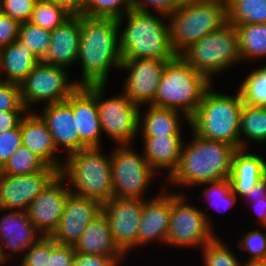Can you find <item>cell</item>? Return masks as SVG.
<instances>
[{
    "mask_svg": "<svg viewBox=\"0 0 266 266\" xmlns=\"http://www.w3.org/2000/svg\"><path fill=\"white\" fill-rule=\"evenodd\" d=\"M119 31L116 19L81 16L80 43L77 60L82 65L79 86L107 84L111 67L120 68Z\"/></svg>",
    "mask_w": 266,
    "mask_h": 266,
    "instance_id": "obj_1",
    "label": "cell"
},
{
    "mask_svg": "<svg viewBox=\"0 0 266 266\" xmlns=\"http://www.w3.org/2000/svg\"><path fill=\"white\" fill-rule=\"evenodd\" d=\"M193 134L190 143L182 147L177 168L167 176L173 185L192 186L229 178L234 146L208 140Z\"/></svg>",
    "mask_w": 266,
    "mask_h": 266,
    "instance_id": "obj_2",
    "label": "cell"
},
{
    "mask_svg": "<svg viewBox=\"0 0 266 266\" xmlns=\"http://www.w3.org/2000/svg\"><path fill=\"white\" fill-rule=\"evenodd\" d=\"M158 16L151 12L131 9L117 20L119 28H122L124 20L127 19L125 22L127 26L123 31H119V49L122 59L170 61L177 56L170 44L167 16L161 14Z\"/></svg>",
    "mask_w": 266,
    "mask_h": 266,
    "instance_id": "obj_3",
    "label": "cell"
},
{
    "mask_svg": "<svg viewBox=\"0 0 266 266\" xmlns=\"http://www.w3.org/2000/svg\"><path fill=\"white\" fill-rule=\"evenodd\" d=\"M211 88L205 92L197 111L189 119L192 133L241 149L240 119L243 102L240 93L236 91V96L224 95Z\"/></svg>",
    "mask_w": 266,
    "mask_h": 266,
    "instance_id": "obj_4",
    "label": "cell"
},
{
    "mask_svg": "<svg viewBox=\"0 0 266 266\" xmlns=\"http://www.w3.org/2000/svg\"><path fill=\"white\" fill-rule=\"evenodd\" d=\"M212 84L206 76L195 71L180 56H176L165 64L156 95L150 105L183 111V117L189 123Z\"/></svg>",
    "mask_w": 266,
    "mask_h": 266,
    "instance_id": "obj_5",
    "label": "cell"
},
{
    "mask_svg": "<svg viewBox=\"0 0 266 266\" xmlns=\"http://www.w3.org/2000/svg\"><path fill=\"white\" fill-rule=\"evenodd\" d=\"M170 44L179 56L204 35L228 23L226 0H192L167 17Z\"/></svg>",
    "mask_w": 266,
    "mask_h": 266,
    "instance_id": "obj_6",
    "label": "cell"
},
{
    "mask_svg": "<svg viewBox=\"0 0 266 266\" xmlns=\"http://www.w3.org/2000/svg\"><path fill=\"white\" fill-rule=\"evenodd\" d=\"M100 148H84L65 159L61 175L72 183L71 193L104 205L113 198L111 156Z\"/></svg>",
    "mask_w": 266,
    "mask_h": 266,
    "instance_id": "obj_7",
    "label": "cell"
},
{
    "mask_svg": "<svg viewBox=\"0 0 266 266\" xmlns=\"http://www.w3.org/2000/svg\"><path fill=\"white\" fill-rule=\"evenodd\" d=\"M195 71L211 82L215 73L241 61L236 28L227 23L217 31L204 35L179 55Z\"/></svg>",
    "mask_w": 266,
    "mask_h": 266,
    "instance_id": "obj_8",
    "label": "cell"
},
{
    "mask_svg": "<svg viewBox=\"0 0 266 266\" xmlns=\"http://www.w3.org/2000/svg\"><path fill=\"white\" fill-rule=\"evenodd\" d=\"M96 100L102 133L105 132L118 145H129L139 133L141 107L123 92L104 98L106 84L83 86ZM137 134V135H136Z\"/></svg>",
    "mask_w": 266,
    "mask_h": 266,
    "instance_id": "obj_9",
    "label": "cell"
},
{
    "mask_svg": "<svg viewBox=\"0 0 266 266\" xmlns=\"http://www.w3.org/2000/svg\"><path fill=\"white\" fill-rule=\"evenodd\" d=\"M183 193H170V222L166 244L179 247H203L216 237L209 216L195 205L187 204ZM213 229V230H212Z\"/></svg>",
    "mask_w": 266,
    "mask_h": 266,
    "instance_id": "obj_10",
    "label": "cell"
},
{
    "mask_svg": "<svg viewBox=\"0 0 266 266\" xmlns=\"http://www.w3.org/2000/svg\"><path fill=\"white\" fill-rule=\"evenodd\" d=\"M129 146L118 145L110 155L113 198L144 200V193L156 172L148 165L143 154Z\"/></svg>",
    "mask_w": 266,
    "mask_h": 266,
    "instance_id": "obj_11",
    "label": "cell"
},
{
    "mask_svg": "<svg viewBox=\"0 0 266 266\" xmlns=\"http://www.w3.org/2000/svg\"><path fill=\"white\" fill-rule=\"evenodd\" d=\"M66 68L38 62L20 83L21 99L26 109L34 103L48 105L66 101L79 87L77 81H69Z\"/></svg>",
    "mask_w": 266,
    "mask_h": 266,
    "instance_id": "obj_12",
    "label": "cell"
},
{
    "mask_svg": "<svg viewBox=\"0 0 266 266\" xmlns=\"http://www.w3.org/2000/svg\"><path fill=\"white\" fill-rule=\"evenodd\" d=\"M59 174L57 169L49 166L28 175L0 173V210L27 211L37 195Z\"/></svg>",
    "mask_w": 266,
    "mask_h": 266,
    "instance_id": "obj_13",
    "label": "cell"
},
{
    "mask_svg": "<svg viewBox=\"0 0 266 266\" xmlns=\"http://www.w3.org/2000/svg\"><path fill=\"white\" fill-rule=\"evenodd\" d=\"M143 199L112 198L102 205L110 231L119 250L125 255L137 247L139 223L143 213Z\"/></svg>",
    "mask_w": 266,
    "mask_h": 266,
    "instance_id": "obj_14",
    "label": "cell"
},
{
    "mask_svg": "<svg viewBox=\"0 0 266 266\" xmlns=\"http://www.w3.org/2000/svg\"><path fill=\"white\" fill-rule=\"evenodd\" d=\"M167 62L158 59H122L119 69L129 71L122 92L140 107L150 105Z\"/></svg>",
    "mask_w": 266,
    "mask_h": 266,
    "instance_id": "obj_15",
    "label": "cell"
},
{
    "mask_svg": "<svg viewBox=\"0 0 266 266\" xmlns=\"http://www.w3.org/2000/svg\"><path fill=\"white\" fill-rule=\"evenodd\" d=\"M64 180L65 178L59 174L37 195L26 211L32 225L43 236H51L60 223L67 198L71 193L70 185L65 186Z\"/></svg>",
    "mask_w": 266,
    "mask_h": 266,
    "instance_id": "obj_16",
    "label": "cell"
},
{
    "mask_svg": "<svg viewBox=\"0 0 266 266\" xmlns=\"http://www.w3.org/2000/svg\"><path fill=\"white\" fill-rule=\"evenodd\" d=\"M101 211L102 205L97 201L70 193L60 223L50 237L57 244L74 246Z\"/></svg>",
    "mask_w": 266,
    "mask_h": 266,
    "instance_id": "obj_17",
    "label": "cell"
},
{
    "mask_svg": "<svg viewBox=\"0 0 266 266\" xmlns=\"http://www.w3.org/2000/svg\"><path fill=\"white\" fill-rule=\"evenodd\" d=\"M66 102L73 108L75 130L79 133V151L100 148L102 129L95 98L79 86Z\"/></svg>",
    "mask_w": 266,
    "mask_h": 266,
    "instance_id": "obj_18",
    "label": "cell"
},
{
    "mask_svg": "<svg viewBox=\"0 0 266 266\" xmlns=\"http://www.w3.org/2000/svg\"><path fill=\"white\" fill-rule=\"evenodd\" d=\"M43 235L32 225L26 211L10 210L0 219V259L6 264L10 257V252L26 251L30 246L35 244ZM5 249H4V247Z\"/></svg>",
    "mask_w": 266,
    "mask_h": 266,
    "instance_id": "obj_19",
    "label": "cell"
},
{
    "mask_svg": "<svg viewBox=\"0 0 266 266\" xmlns=\"http://www.w3.org/2000/svg\"><path fill=\"white\" fill-rule=\"evenodd\" d=\"M80 32L81 15H71L51 31L49 49L41 61L64 68L78 62Z\"/></svg>",
    "mask_w": 266,
    "mask_h": 266,
    "instance_id": "obj_20",
    "label": "cell"
},
{
    "mask_svg": "<svg viewBox=\"0 0 266 266\" xmlns=\"http://www.w3.org/2000/svg\"><path fill=\"white\" fill-rule=\"evenodd\" d=\"M20 131L22 145L37 155L47 166L61 173L64 163L59 160L61 157L55 156L58 150L46 123L39 114L28 111L20 122Z\"/></svg>",
    "mask_w": 266,
    "mask_h": 266,
    "instance_id": "obj_21",
    "label": "cell"
},
{
    "mask_svg": "<svg viewBox=\"0 0 266 266\" xmlns=\"http://www.w3.org/2000/svg\"><path fill=\"white\" fill-rule=\"evenodd\" d=\"M170 220V193H161L143 201V213L139 223L137 248L152 241L166 244Z\"/></svg>",
    "mask_w": 266,
    "mask_h": 266,
    "instance_id": "obj_22",
    "label": "cell"
},
{
    "mask_svg": "<svg viewBox=\"0 0 266 266\" xmlns=\"http://www.w3.org/2000/svg\"><path fill=\"white\" fill-rule=\"evenodd\" d=\"M41 115L52 135L57 150L61 146L67 150V155L79 151V133L75 130L73 108L66 102L43 106Z\"/></svg>",
    "mask_w": 266,
    "mask_h": 266,
    "instance_id": "obj_23",
    "label": "cell"
},
{
    "mask_svg": "<svg viewBox=\"0 0 266 266\" xmlns=\"http://www.w3.org/2000/svg\"><path fill=\"white\" fill-rule=\"evenodd\" d=\"M73 247L76 253L110 257L117 265H120V260L125 257L117 247L108 219L102 211L89 223Z\"/></svg>",
    "mask_w": 266,
    "mask_h": 266,
    "instance_id": "obj_24",
    "label": "cell"
},
{
    "mask_svg": "<svg viewBox=\"0 0 266 266\" xmlns=\"http://www.w3.org/2000/svg\"><path fill=\"white\" fill-rule=\"evenodd\" d=\"M237 149L232 157L229 180L232 191L244 197L260 180L266 177V162L257 154Z\"/></svg>",
    "mask_w": 266,
    "mask_h": 266,
    "instance_id": "obj_25",
    "label": "cell"
},
{
    "mask_svg": "<svg viewBox=\"0 0 266 266\" xmlns=\"http://www.w3.org/2000/svg\"><path fill=\"white\" fill-rule=\"evenodd\" d=\"M182 136L144 137V151L148 165L155 171L166 169L170 176L179 164L183 147ZM169 169V170H168Z\"/></svg>",
    "mask_w": 266,
    "mask_h": 266,
    "instance_id": "obj_26",
    "label": "cell"
},
{
    "mask_svg": "<svg viewBox=\"0 0 266 266\" xmlns=\"http://www.w3.org/2000/svg\"><path fill=\"white\" fill-rule=\"evenodd\" d=\"M41 60L16 41L0 49V81L20 84ZM2 78V79H1Z\"/></svg>",
    "mask_w": 266,
    "mask_h": 266,
    "instance_id": "obj_27",
    "label": "cell"
},
{
    "mask_svg": "<svg viewBox=\"0 0 266 266\" xmlns=\"http://www.w3.org/2000/svg\"><path fill=\"white\" fill-rule=\"evenodd\" d=\"M141 116L140 110L139 131H141L142 137L181 136L182 134L180 116L183 115H180L179 111L149 105L145 117ZM141 118L143 119L141 120Z\"/></svg>",
    "mask_w": 266,
    "mask_h": 266,
    "instance_id": "obj_28",
    "label": "cell"
},
{
    "mask_svg": "<svg viewBox=\"0 0 266 266\" xmlns=\"http://www.w3.org/2000/svg\"><path fill=\"white\" fill-rule=\"evenodd\" d=\"M237 30L241 62L266 58V23L234 26Z\"/></svg>",
    "mask_w": 266,
    "mask_h": 266,
    "instance_id": "obj_29",
    "label": "cell"
},
{
    "mask_svg": "<svg viewBox=\"0 0 266 266\" xmlns=\"http://www.w3.org/2000/svg\"><path fill=\"white\" fill-rule=\"evenodd\" d=\"M240 136L241 149H247V139L258 143L266 142V107H253L243 104L240 119ZM244 137H246V140Z\"/></svg>",
    "mask_w": 266,
    "mask_h": 266,
    "instance_id": "obj_30",
    "label": "cell"
},
{
    "mask_svg": "<svg viewBox=\"0 0 266 266\" xmlns=\"http://www.w3.org/2000/svg\"><path fill=\"white\" fill-rule=\"evenodd\" d=\"M228 23L233 26L266 23V0H226Z\"/></svg>",
    "mask_w": 266,
    "mask_h": 266,
    "instance_id": "obj_31",
    "label": "cell"
},
{
    "mask_svg": "<svg viewBox=\"0 0 266 266\" xmlns=\"http://www.w3.org/2000/svg\"><path fill=\"white\" fill-rule=\"evenodd\" d=\"M238 91L243 104L266 107V64L249 73Z\"/></svg>",
    "mask_w": 266,
    "mask_h": 266,
    "instance_id": "obj_32",
    "label": "cell"
},
{
    "mask_svg": "<svg viewBox=\"0 0 266 266\" xmlns=\"http://www.w3.org/2000/svg\"><path fill=\"white\" fill-rule=\"evenodd\" d=\"M47 165L27 147L21 145L10 156L0 173L8 175H28L42 171Z\"/></svg>",
    "mask_w": 266,
    "mask_h": 266,
    "instance_id": "obj_33",
    "label": "cell"
},
{
    "mask_svg": "<svg viewBox=\"0 0 266 266\" xmlns=\"http://www.w3.org/2000/svg\"><path fill=\"white\" fill-rule=\"evenodd\" d=\"M71 16L51 0L37 1L28 22L43 29L54 30Z\"/></svg>",
    "mask_w": 266,
    "mask_h": 266,
    "instance_id": "obj_34",
    "label": "cell"
},
{
    "mask_svg": "<svg viewBox=\"0 0 266 266\" xmlns=\"http://www.w3.org/2000/svg\"><path fill=\"white\" fill-rule=\"evenodd\" d=\"M50 40V30L43 29L30 22H24L20 24L19 37L16 39V42L20 46L30 48L42 60L48 52Z\"/></svg>",
    "mask_w": 266,
    "mask_h": 266,
    "instance_id": "obj_35",
    "label": "cell"
},
{
    "mask_svg": "<svg viewBox=\"0 0 266 266\" xmlns=\"http://www.w3.org/2000/svg\"><path fill=\"white\" fill-rule=\"evenodd\" d=\"M131 9L132 0H87L85 13L82 16L118 20Z\"/></svg>",
    "mask_w": 266,
    "mask_h": 266,
    "instance_id": "obj_36",
    "label": "cell"
},
{
    "mask_svg": "<svg viewBox=\"0 0 266 266\" xmlns=\"http://www.w3.org/2000/svg\"><path fill=\"white\" fill-rule=\"evenodd\" d=\"M200 185H208L207 188L202 191V195L203 197L205 195L210 205L215 207L214 209L216 210H220V208L221 210L223 208H226L225 210H227V208H231L238 199V196L232 191V185L229 178L219 181L205 182Z\"/></svg>",
    "mask_w": 266,
    "mask_h": 266,
    "instance_id": "obj_37",
    "label": "cell"
},
{
    "mask_svg": "<svg viewBox=\"0 0 266 266\" xmlns=\"http://www.w3.org/2000/svg\"><path fill=\"white\" fill-rule=\"evenodd\" d=\"M216 236L201 248L204 266H243L223 241Z\"/></svg>",
    "mask_w": 266,
    "mask_h": 266,
    "instance_id": "obj_38",
    "label": "cell"
},
{
    "mask_svg": "<svg viewBox=\"0 0 266 266\" xmlns=\"http://www.w3.org/2000/svg\"><path fill=\"white\" fill-rule=\"evenodd\" d=\"M262 228L266 229V226ZM238 245L243 251L250 253L247 261H266V233L258 229L251 230L242 237Z\"/></svg>",
    "mask_w": 266,
    "mask_h": 266,
    "instance_id": "obj_39",
    "label": "cell"
},
{
    "mask_svg": "<svg viewBox=\"0 0 266 266\" xmlns=\"http://www.w3.org/2000/svg\"><path fill=\"white\" fill-rule=\"evenodd\" d=\"M0 111H27L21 99L20 84L0 81Z\"/></svg>",
    "mask_w": 266,
    "mask_h": 266,
    "instance_id": "obj_40",
    "label": "cell"
},
{
    "mask_svg": "<svg viewBox=\"0 0 266 266\" xmlns=\"http://www.w3.org/2000/svg\"><path fill=\"white\" fill-rule=\"evenodd\" d=\"M37 0H0V12L20 24L28 22Z\"/></svg>",
    "mask_w": 266,
    "mask_h": 266,
    "instance_id": "obj_41",
    "label": "cell"
},
{
    "mask_svg": "<svg viewBox=\"0 0 266 266\" xmlns=\"http://www.w3.org/2000/svg\"><path fill=\"white\" fill-rule=\"evenodd\" d=\"M22 258L19 266H48L49 236H42L35 244L30 246Z\"/></svg>",
    "mask_w": 266,
    "mask_h": 266,
    "instance_id": "obj_42",
    "label": "cell"
},
{
    "mask_svg": "<svg viewBox=\"0 0 266 266\" xmlns=\"http://www.w3.org/2000/svg\"><path fill=\"white\" fill-rule=\"evenodd\" d=\"M192 0H132V9L141 12H151L146 5L154 8L157 14L170 16L173 12L178 10L185 3Z\"/></svg>",
    "mask_w": 266,
    "mask_h": 266,
    "instance_id": "obj_43",
    "label": "cell"
},
{
    "mask_svg": "<svg viewBox=\"0 0 266 266\" xmlns=\"http://www.w3.org/2000/svg\"><path fill=\"white\" fill-rule=\"evenodd\" d=\"M21 145L22 136L20 125L15 129L0 132V169Z\"/></svg>",
    "mask_w": 266,
    "mask_h": 266,
    "instance_id": "obj_44",
    "label": "cell"
},
{
    "mask_svg": "<svg viewBox=\"0 0 266 266\" xmlns=\"http://www.w3.org/2000/svg\"><path fill=\"white\" fill-rule=\"evenodd\" d=\"M75 255L73 246L57 244L49 236L48 266H72Z\"/></svg>",
    "mask_w": 266,
    "mask_h": 266,
    "instance_id": "obj_45",
    "label": "cell"
},
{
    "mask_svg": "<svg viewBox=\"0 0 266 266\" xmlns=\"http://www.w3.org/2000/svg\"><path fill=\"white\" fill-rule=\"evenodd\" d=\"M20 23L0 12V49L19 37Z\"/></svg>",
    "mask_w": 266,
    "mask_h": 266,
    "instance_id": "obj_46",
    "label": "cell"
},
{
    "mask_svg": "<svg viewBox=\"0 0 266 266\" xmlns=\"http://www.w3.org/2000/svg\"><path fill=\"white\" fill-rule=\"evenodd\" d=\"M72 266H118L110 257L76 253Z\"/></svg>",
    "mask_w": 266,
    "mask_h": 266,
    "instance_id": "obj_47",
    "label": "cell"
},
{
    "mask_svg": "<svg viewBox=\"0 0 266 266\" xmlns=\"http://www.w3.org/2000/svg\"><path fill=\"white\" fill-rule=\"evenodd\" d=\"M27 111H0V132L17 128ZM22 113V114H21Z\"/></svg>",
    "mask_w": 266,
    "mask_h": 266,
    "instance_id": "obj_48",
    "label": "cell"
},
{
    "mask_svg": "<svg viewBox=\"0 0 266 266\" xmlns=\"http://www.w3.org/2000/svg\"><path fill=\"white\" fill-rule=\"evenodd\" d=\"M63 7L71 15H83L87 5V0H51Z\"/></svg>",
    "mask_w": 266,
    "mask_h": 266,
    "instance_id": "obj_49",
    "label": "cell"
},
{
    "mask_svg": "<svg viewBox=\"0 0 266 266\" xmlns=\"http://www.w3.org/2000/svg\"><path fill=\"white\" fill-rule=\"evenodd\" d=\"M266 198V177L258 182L242 199Z\"/></svg>",
    "mask_w": 266,
    "mask_h": 266,
    "instance_id": "obj_50",
    "label": "cell"
},
{
    "mask_svg": "<svg viewBox=\"0 0 266 266\" xmlns=\"http://www.w3.org/2000/svg\"><path fill=\"white\" fill-rule=\"evenodd\" d=\"M254 200L255 213L261 226H266V198L249 199Z\"/></svg>",
    "mask_w": 266,
    "mask_h": 266,
    "instance_id": "obj_51",
    "label": "cell"
},
{
    "mask_svg": "<svg viewBox=\"0 0 266 266\" xmlns=\"http://www.w3.org/2000/svg\"><path fill=\"white\" fill-rule=\"evenodd\" d=\"M243 266H266V261H246Z\"/></svg>",
    "mask_w": 266,
    "mask_h": 266,
    "instance_id": "obj_52",
    "label": "cell"
}]
</instances>
